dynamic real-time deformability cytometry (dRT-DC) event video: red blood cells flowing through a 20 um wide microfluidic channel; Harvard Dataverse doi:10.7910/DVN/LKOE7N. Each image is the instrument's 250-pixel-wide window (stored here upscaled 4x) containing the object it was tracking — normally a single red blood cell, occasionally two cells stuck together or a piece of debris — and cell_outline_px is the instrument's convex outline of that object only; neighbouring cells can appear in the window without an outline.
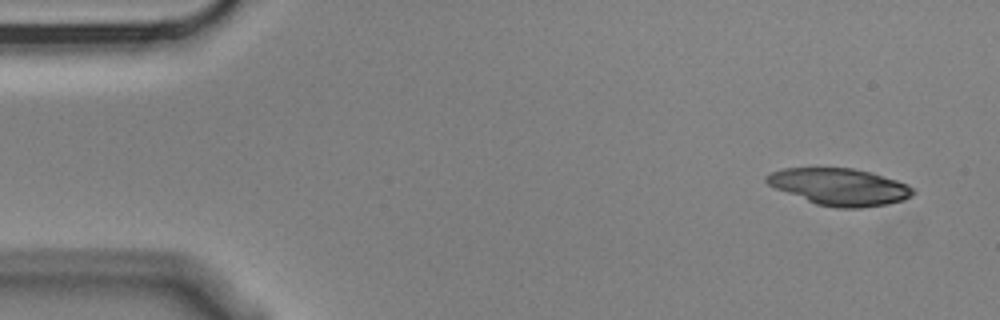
{"species": "Egyptian fruit bat (a non-hibernating species)", "species_latin": "Rousettus aegyptiacus", "temperature_condition": "cold", "stored_images_in_passage": 4, "camera_frame_rate_fps": 3000, "um_per_image_px": 0.085, "animal": {"sex": "male"}, "frame": {"image": 1, "passage_image": 1, "time_ms": 0.0, "image_size_px": [1000, 320], "cell_outline_px": [[916, 192], [912, 196], [904, 200], [888, 204], [860, 208], [836, 208], [816, 204], [776, 188], [768, 184], [764, 180], [764, 176], [772, 172], [784, 168], [852, 168], [872, 172], [908, 184]], "centroid_in_image_um": [71.39, 15.88], "position_along_channel_um": 13.6, "area_um2": 31.5}}